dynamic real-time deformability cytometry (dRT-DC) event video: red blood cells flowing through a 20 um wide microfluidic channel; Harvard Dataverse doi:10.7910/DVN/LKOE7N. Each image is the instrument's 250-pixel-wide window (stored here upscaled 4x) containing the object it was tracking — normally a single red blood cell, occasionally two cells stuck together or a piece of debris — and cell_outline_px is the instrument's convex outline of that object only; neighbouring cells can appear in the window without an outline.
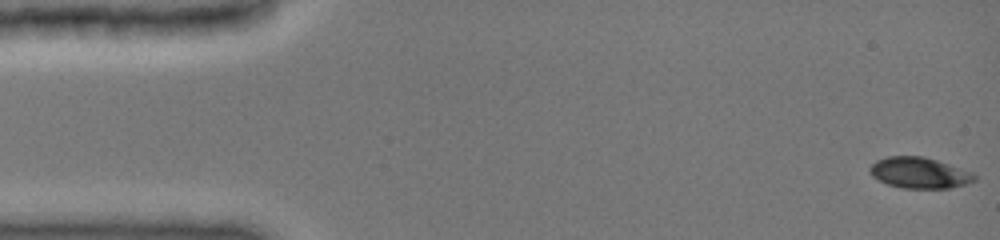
{"species": "common noctule bat (a hibernating species)", "species_latin": "Nyctalus noctula", "temperature_condition": "cold", "stored_images_in_passage": 48, "camera_frame_rate_fps": 3000, "um_per_image_px": 0.085, "animal": {"sex": "female", "body_mass_g": 19.0, "forearm_length_mm": 51.5}, "frame": {"image": 1, "passage_image": 1, "time_ms": 0.0, "image_size_px": [1000, 240], "cell_outline_px": [[976, 180], [964, 184], [948, 188], [904, 188], [888, 184], [872, 176], [868, 168], [876, 160], [888, 156], [924, 156], [972, 172], [976, 176]], "centroid_in_image_um": [78.13, 14.68], "position_along_channel_um": 6.9, "area_um2": 18.67}}
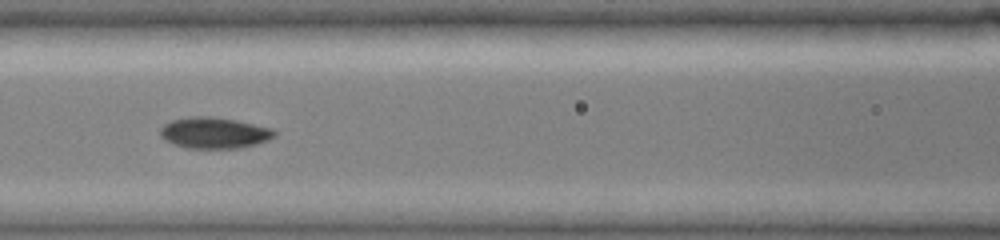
{"frame": {"image": 2, "passage_image": 21, "time_ms": 6.667, "image_size_px": [1000, 240], "cell_outline_px": [[276, 136], [268, 140], [256, 144], [240, 148], [188, 148], [164, 140], [160, 136], [160, 128], [164, 124], [172, 120], [192, 116], [212, 116], [236, 120], [272, 128], [276, 132]], "centroid_in_image_um": [18.22, 11.29], "position_along_channel_um": 148.4, "area_um2": 20.75}}
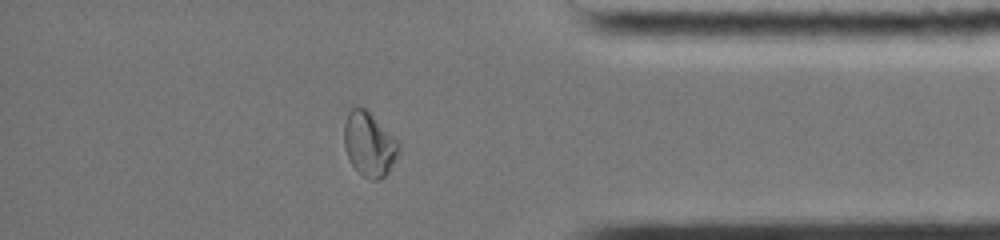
{"frame": {"image": 3, "passage_image": 41, "time_ms": 13.333, "image_size_px": [1000, 240], "cell_outline_px": [[400, 152], [388, 172], [380, 180], [372, 180], [364, 176], [352, 164], [348, 156], [344, 144], [344, 124], [348, 112], [352, 104], [360, 104], [368, 108], [400, 144]], "centroid_in_image_um": [31.38, 12.17], "position_along_channel_um": 403.8, "area_um2": 20.81}, "authors_computed_cell_mechanics": {"area_um2": 19.8254, "velocity_mm_per_s": 3.9876, "shape_relaxation_time_tau1_ms": 8.9673, "shape_relaxation_time_tau2_ms": 2.4842, "deformation_change_tau1": 0.2346, "deformation_change_tau2": 0.0474}}